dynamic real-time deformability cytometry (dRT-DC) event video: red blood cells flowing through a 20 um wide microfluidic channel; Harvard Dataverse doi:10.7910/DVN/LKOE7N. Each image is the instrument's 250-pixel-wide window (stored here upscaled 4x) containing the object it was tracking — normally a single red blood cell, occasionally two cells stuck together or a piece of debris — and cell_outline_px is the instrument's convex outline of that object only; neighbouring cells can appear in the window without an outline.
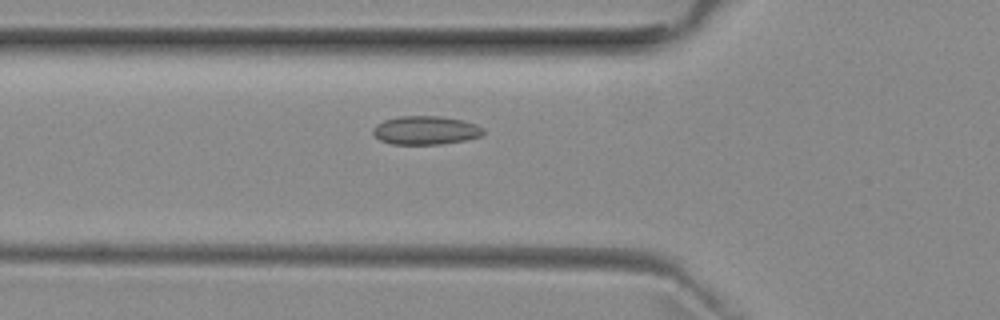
{"species": "common noctule bat (a hibernating species)", "species_latin": "Nyctalus noctula", "temperature_condition": "room temperature", "stored_images_in_passage": 53, "camera_frame_rate_fps": 3000, "um_per_image_px": 0.085, "animal": {"sex": "female", "body_mass_g": 29.2, "forearm_length_mm": 56.3}, "frame": {"image": 1, "passage_image": 19, "time_ms": 6.0, "image_size_px": [1000, 320], "cell_outline_px": [[484, 132], [480, 136], [464, 140], [440, 144], [392, 144], [380, 140], [372, 132], [372, 128], [376, 124], [384, 120], [400, 116], [440, 116], [460, 120], [476, 124], [484, 128]], "centroid_in_image_um": [36.15, 11.07], "position_along_channel_um": 89.6, "area_um2": 18.26}}
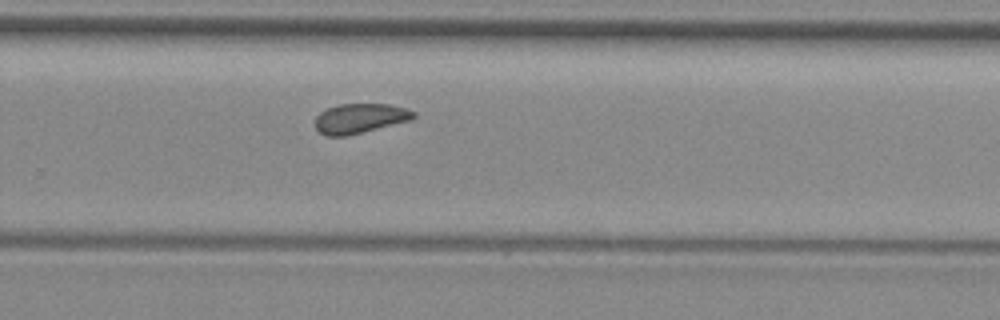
{"frame": {"image": 2, "passage_image": 35, "time_ms": 11.333, "image_size_px": [1000, 320], "cell_outline_px": [[416, 116], [408, 120], [344, 136], [328, 136], [320, 132], [316, 128], [316, 116], [320, 112], [328, 108], [340, 104], [388, 104], [408, 108], [416, 112]], "centroid_in_image_um": [30.58, 10.04], "position_along_channel_um": 299.2, "area_um2": 16.65}}
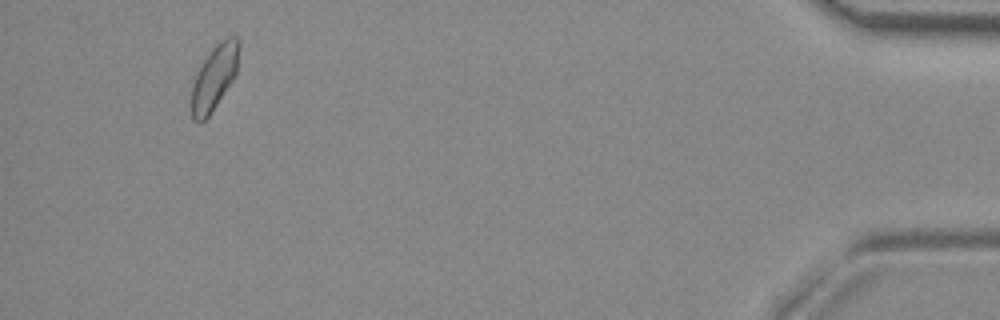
{"frame": {"image": 3, "passage_image": 50, "time_ms": 16.333, "image_size_px": [1000, 320], "cell_outline_px": [[240, 44], [236, 72], [232, 80], [208, 116], [200, 124], [192, 116], [192, 88], [196, 76], [204, 60], [212, 48], [224, 36], [236, 36], [240, 40]], "centroid_in_image_um": [18.25, 6.51], "position_along_channel_um": 417.0, "area_um2": 17.46}, "authors_computed_cell_mechanics": {"area_um2": 17.7446, "velocity_mm_per_s": 3.9317, "shape_relaxation_time_tau1_ms": null, "shape_relaxation_time_tau2_ms": 2.5923, "deformation_change_tau1": null, "deformation_change_tau2": 0.0578}}